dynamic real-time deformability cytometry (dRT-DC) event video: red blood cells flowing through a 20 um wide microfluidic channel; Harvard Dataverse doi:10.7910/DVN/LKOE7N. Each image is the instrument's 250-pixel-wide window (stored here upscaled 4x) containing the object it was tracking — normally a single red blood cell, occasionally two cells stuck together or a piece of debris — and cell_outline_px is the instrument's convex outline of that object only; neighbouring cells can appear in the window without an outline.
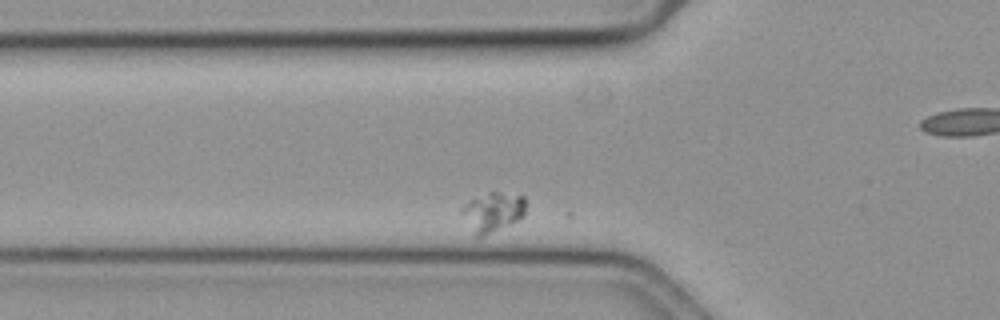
{"species": "common noctule bat (a hibernating species)", "species_latin": "Nyctalus noctula", "temperature_condition": "cold", "stored_images_in_passage": 44, "camera_frame_rate_fps": 3000, "um_per_image_px": 0.085, "animal": {"sex": "female", "body_mass_g": 19.3, "forearm_length_mm": 54.1}, "frame": {"image": 1, "passage_image": 12, "time_ms": 3.667, "image_size_px": [1000, 320], "cell_outline_px": [[524, 216], [476, 240], [460, 212], [460, 208], [464, 204], [488, 192], [496, 192], [524, 196]], "centroid_in_image_um": [41.82, 18.05], "position_along_channel_um": 84.0, "area_um2": 14.57}}
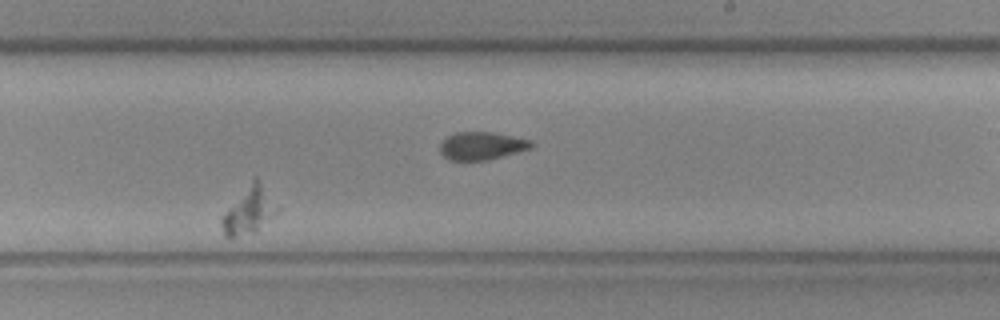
{"frame": {"image": 2, "passage_image": 31, "time_ms": 10.0, "image_size_px": [1000, 320], "cell_outline_px": [[280, 208], [256, 232], [232, 236], [224, 236], [220, 224], [220, 220], [228, 208], [252, 180], [256, 176]], "centroid_in_image_um": [21.16, 17.9], "position_along_channel_um": 267.8, "area_um2": 14.57}}
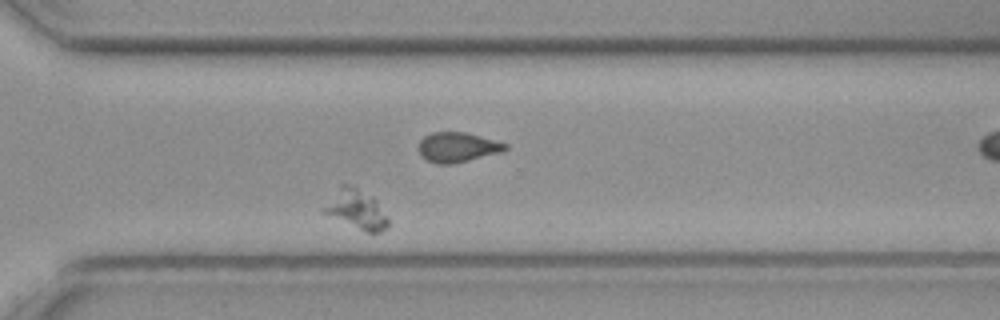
{"frame": {"image": 3, "passage_image": 38, "time_ms": 12.333, "image_size_px": [1000, 320], "cell_outline_px": [[388, 228], [380, 232], [364, 232], [320, 212], [320, 208], [340, 184], [352, 184], [372, 196], [376, 200], [388, 220]], "centroid_in_image_um": [30.22, 17.78], "position_along_channel_um": 340.4, "area_um2": 15.03}}